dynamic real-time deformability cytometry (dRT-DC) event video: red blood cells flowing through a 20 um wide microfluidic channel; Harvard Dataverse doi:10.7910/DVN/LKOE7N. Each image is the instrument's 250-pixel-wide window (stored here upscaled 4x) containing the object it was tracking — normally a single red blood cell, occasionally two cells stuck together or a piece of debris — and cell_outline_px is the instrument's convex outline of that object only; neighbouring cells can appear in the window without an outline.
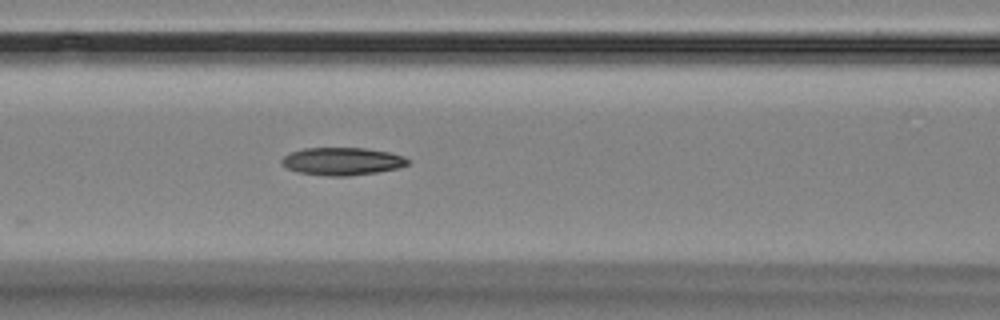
{"species": "Egyptian fruit bat (a non-hibernating species)", "species_latin": "Rousettus aegyptiacus", "temperature_condition": "room temperature", "stored_images_in_passage": 4, "camera_frame_rate_fps": 3000, "um_per_image_px": 0.085, "animal": {"sex": "female"}, "frame": {"image": 1, "passage_image": 4, "time_ms": 3.333, "image_size_px": [1000, 320], "cell_outline_px": [[412, 160], [408, 164], [400, 168], [376, 172], [348, 176], [324, 176], [296, 172], [280, 164], [280, 160], [284, 156], [292, 152], [304, 148], [364, 148], [388, 152], [404, 156]], "centroid_in_image_um": [29.09, 13.72], "position_along_channel_um": 137.5, "area_um2": 20.52}}